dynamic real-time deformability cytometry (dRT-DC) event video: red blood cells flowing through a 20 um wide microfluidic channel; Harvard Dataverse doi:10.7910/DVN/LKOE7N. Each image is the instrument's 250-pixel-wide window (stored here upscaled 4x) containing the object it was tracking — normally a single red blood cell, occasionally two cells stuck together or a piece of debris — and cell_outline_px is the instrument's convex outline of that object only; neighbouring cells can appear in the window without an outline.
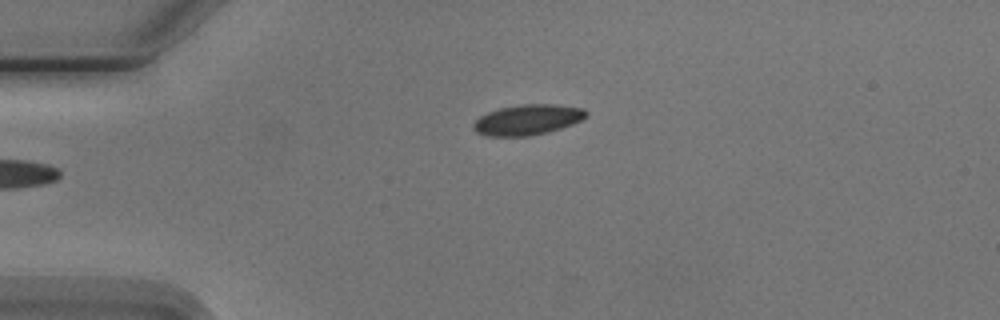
{"species": "Egyptian fruit bat (a non-hibernating species)", "species_latin": "Rousettus aegyptiacus", "temperature_condition": "cold", "stored_images_in_passage": 2, "camera_frame_rate_fps": 3000, "um_per_image_px": 0.085, "animal": {"sex": "male"}, "frame": {"image": 1, "passage_image": 1, "time_ms": 0.0, "image_size_px": [1000, 320], "cell_outline_px": [[588, 116], [572, 124], [548, 132], [528, 136], [488, 136], [476, 132], [472, 128], [472, 124], [480, 116], [488, 112], [500, 108], [524, 104], [552, 104], [584, 108], [588, 112]], "centroid_in_image_um": [44.84, 10.18], "position_along_channel_um": 40.2, "area_um2": 19.94}}